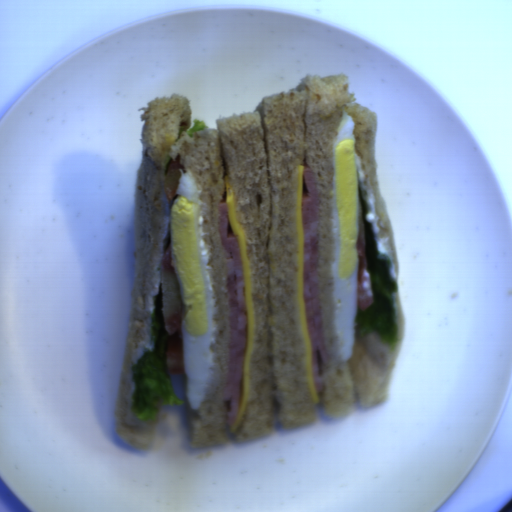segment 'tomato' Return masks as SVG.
Returning <instances> with one entry per match:
<instances>
[{
    "label": "tomato",
    "instance_id": "1",
    "mask_svg": "<svg viewBox=\"0 0 512 512\" xmlns=\"http://www.w3.org/2000/svg\"><path fill=\"white\" fill-rule=\"evenodd\" d=\"M173 251L171 233L168 228L162 255L158 267L159 280L162 285L163 307L161 309L168 331L169 340L166 346V364L171 375H184V343H183V301L181 287L175 268L172 265Z\"/></svg>",
    "mask_w": 512,
    "mask_h": 512
},
{
    "label": "tomato",
    "instance_id": "3",
    "mask_svg": "<svg viewBox=\"0 0 512 512\" xmlns=\"http://www.w3.org/2000/svg\"><path fill=\"white\" fill-rule=\"evenodd\" d=\"M180 157L181 155L178 154L174 160V158L169 156L165 166L163 188L166 189L169 203L177 194L178 186L182 176L181 169L186 172V165L180 164Z\"/></svg>",
    "mask_w": 512,
    "mask_h": 512
},
{
    "label": "tomato",
    "instance_id": "2",
    "mask_svg": "<svg viewBox=\"0 0 512 512\" xmlns=\"http://www.w3.org/2000/svg\"><path fill=\"white\" fill-rule=\"evenodd\" d=\"M357 223L358 235L355 243L357 262H356V281H357V299L356 303L360 310L365 309L374 303L373 290L371 286L370 272L367 269L365 242H364V227H363V214L361 203L358 199L357 207Z\"/></svg>",
    "mask_w": 512,
    "mask_h": 512
}]
</instances>
